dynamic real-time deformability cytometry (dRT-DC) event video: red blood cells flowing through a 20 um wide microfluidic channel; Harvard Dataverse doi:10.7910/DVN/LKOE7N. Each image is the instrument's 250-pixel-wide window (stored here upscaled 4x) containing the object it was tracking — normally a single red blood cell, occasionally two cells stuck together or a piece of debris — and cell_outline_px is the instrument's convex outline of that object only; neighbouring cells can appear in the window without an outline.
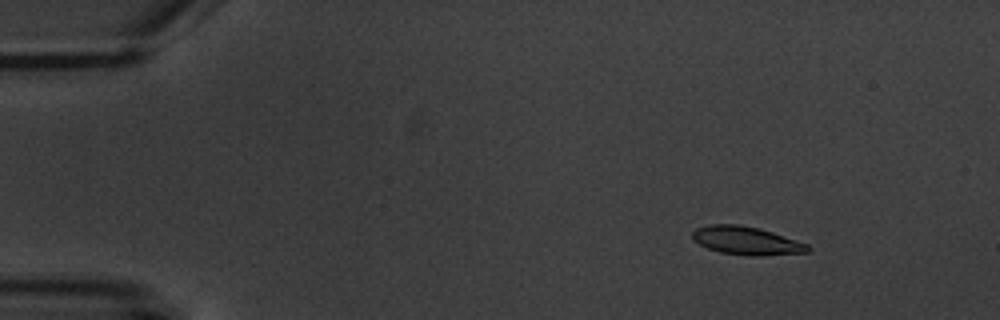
{"species": "common noctule bat (a hibernating species)", "species_latin": "Nyctalus noctula", "temperature_condition": "warm", "stored_images_in_passage": 11, "camera_frame_rate_fps": 3000, "um_per_image_px": 0.085, "animal": {"sex": "male", "body_mass_g": 20.1, "forearm_length_mm": 53.5}, "frame": {"image": 1, "passage_image": 2, "time_ms": 2.0, "image_size_px": [1000, 320], "cell_outline_px": [[812, 248], [808, 252], [760, 256], [752, 256], [720, 252], [708, 248], [692, 240], [692, 232], [696, 228], [712, 224], [740, 224], [760, 228], [808, 244]], "centroid_in_image_um": [63.45, 20.45], "position_along_channel_um": 21.6, "area_um2": 19.02}}
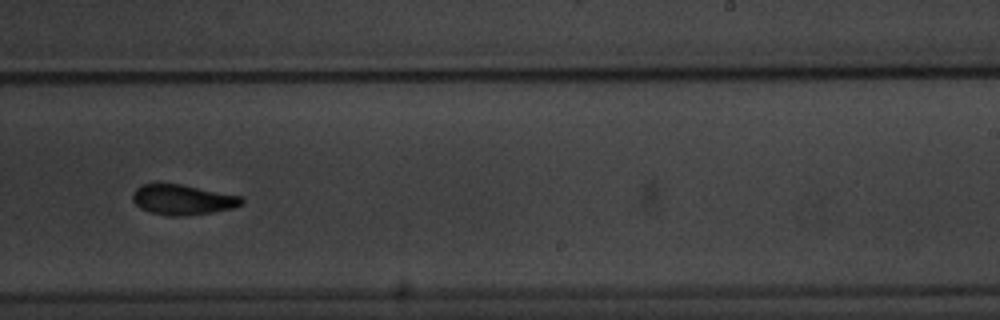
{"frame": {"image": 2, "passage_image": 10, "time_ms": 11.667, "image_size_px": [1000, 320], "cell_outline_px": [[244, 204], [232, 208], [212, 212], [184, 216], [168, 216], [148, 212], [140, 208], [132, 200], [132, 192], [140, 184], [180, 184], [240, 196], [244, 200]], "centroid_in_image_um": [15.49, 16.98], "position_along_channel_um": 273.5, "area_um2": 19.19}}
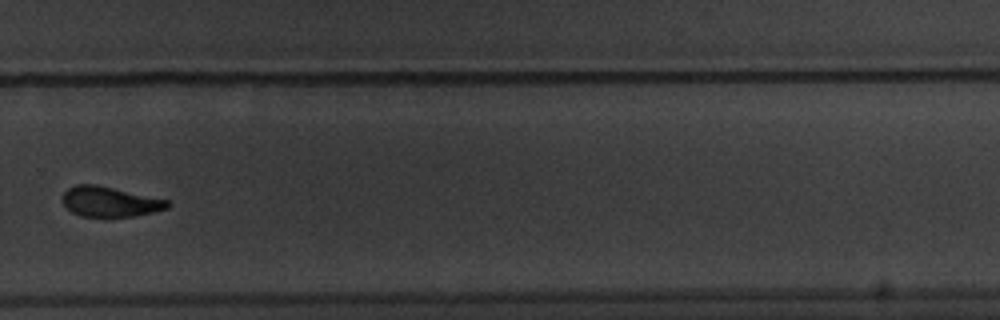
{"frame": {"image": 3, "passage_image": 11, "time_ms": 13.0, "image_size_px": [1000, 320], "cell_outline_px": [[172, 204], [168, 208], [136, 216], [80, 216], [72, 212], [64, 204], [64, 192], [68, 188], [76, 184], [96, 184], [168, 200]], "centroid_in_image_um": [9.36, 17.14], "position_along_channel_um": 320.4, "area_um2": 18.21}}